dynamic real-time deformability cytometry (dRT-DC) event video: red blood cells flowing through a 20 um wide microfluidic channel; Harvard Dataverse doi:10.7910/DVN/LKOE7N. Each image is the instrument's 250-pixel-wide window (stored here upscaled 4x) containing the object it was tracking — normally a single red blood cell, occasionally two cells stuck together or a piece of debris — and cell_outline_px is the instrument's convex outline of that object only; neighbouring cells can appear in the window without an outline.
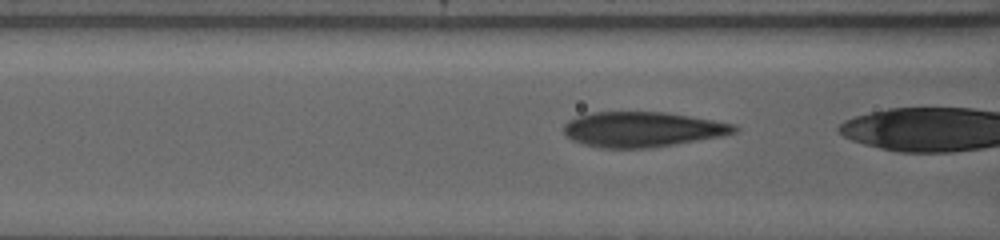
{"species": "human", "species_latin": "Homo sapiens", "temperature_condition": "warm", "stored_images_in_passage": 13, "camera_frame_rate_fps": 3000, "um_per_image_px": 0.085, "donor": {"sex": "female"}, "frame": {"image": 1, "passage_image": 6, "time_ms": 1.667, "image_size_px": [1000, 240], "cell_outline_px": [[740, 128], [736, 132], [724, 136], [652, 148], [600, 148], [584, 144], [572, 140], [564, 132], [564, 124], [568, 120], [576, 116], [592, 112], [664, 112], [736, 124]], "centroid_in_image_um": [54.62, 11.0], "position_along_channel_um": 112.0, "area_um2": 35.08}}